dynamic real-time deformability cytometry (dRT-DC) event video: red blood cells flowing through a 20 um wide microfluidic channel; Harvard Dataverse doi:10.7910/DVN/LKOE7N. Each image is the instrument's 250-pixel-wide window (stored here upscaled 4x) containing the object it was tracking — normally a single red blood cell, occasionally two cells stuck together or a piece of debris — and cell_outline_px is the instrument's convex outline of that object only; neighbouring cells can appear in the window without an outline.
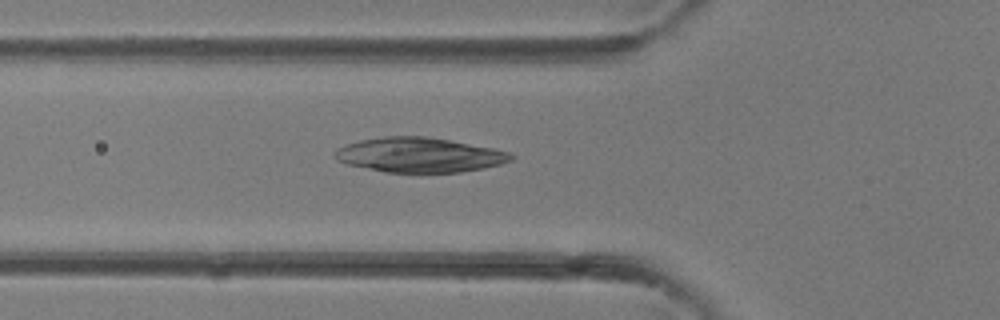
{"species": "common noctule bat (a hibernating species)", "species_latin": "Nyctalus noctula", "temperature_condition": "room temperature", "stored_images_in_passage": 36, "camera_frame_rate_fps": 3000, "um_per_image_px": 0.085, "animal": {"sex": "female"}, "frame": {"image": 1, "passage_image": 11, "time_ms": 3.333, "image_size_px": [1000, 320], "cell_outline_px": [[516, 156], [512, 160], [500, 164], [484, 168], [460, 172], [420, 176], [384, 172], [348, 164], [336, 160], [332, 156], [332, 152], [336, 148], [360, 140], [384, 136], [424, 136], [448, 140], [492, 148], [508, 152]], "centroid_in_image_um": [35.61, 13.22], "position_along_channel_um": 90.2, "area_um2": 36.65}}
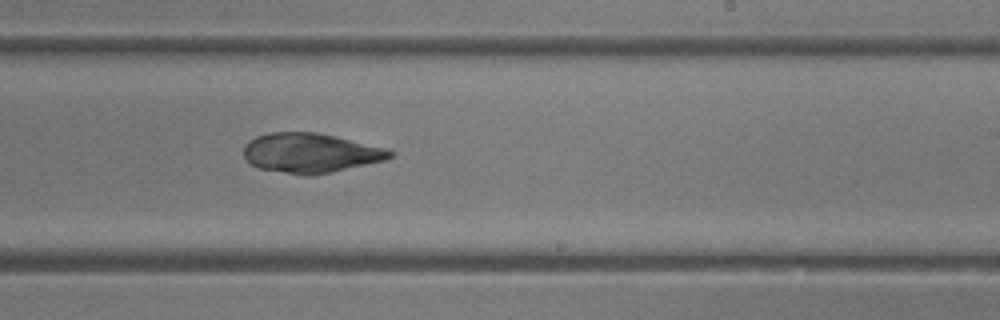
{"frame": {"image": 2, "passage_image": 21, "time_ms": 6.667, "image_size_px": [1000, 320], "cell_outline_px": [[396, 152], [392, 156], [384, 160], [332, 172], [308, 176], [304, 176], [260, 168], [252, 164], [244, 156], [244, 144], [248, 140], [256, 136], [268, 132], [316, 132], [336, 136], [384, 148]], "centroid_in_image_um": [26.36, 12.99], "position_along_channel_um": 262.6, "area_um2": 33.64}}
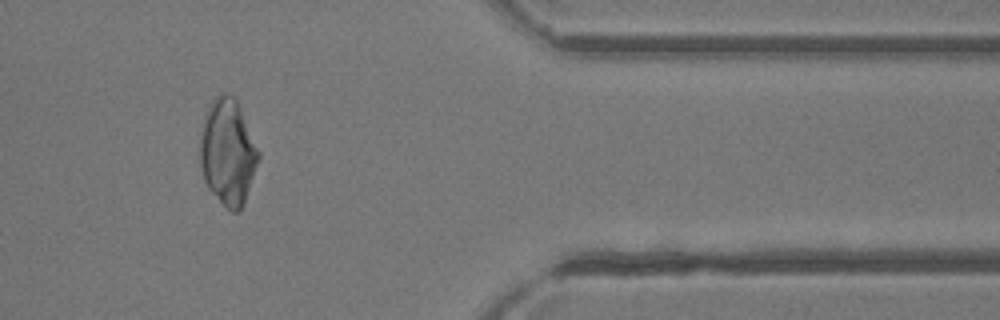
{"frame": {"image": 3, "passage_image": 30, "time_ms": 9.667, "image_size_px": [1000, 320], "cell_outline_px": [[260, 160], [244, 204], [236, 212], [232, 212], [224, 208], [208, 188], [204, 180], [200, 164], [200, 140], [204, 116], [212, 100], [220, 92], [228, 92], [236, 100], [260, 152]], "centroid_in_image_um": [19.37, 12.96], "position_along_channel_um": 392.0, "area_um2": 36.3}}